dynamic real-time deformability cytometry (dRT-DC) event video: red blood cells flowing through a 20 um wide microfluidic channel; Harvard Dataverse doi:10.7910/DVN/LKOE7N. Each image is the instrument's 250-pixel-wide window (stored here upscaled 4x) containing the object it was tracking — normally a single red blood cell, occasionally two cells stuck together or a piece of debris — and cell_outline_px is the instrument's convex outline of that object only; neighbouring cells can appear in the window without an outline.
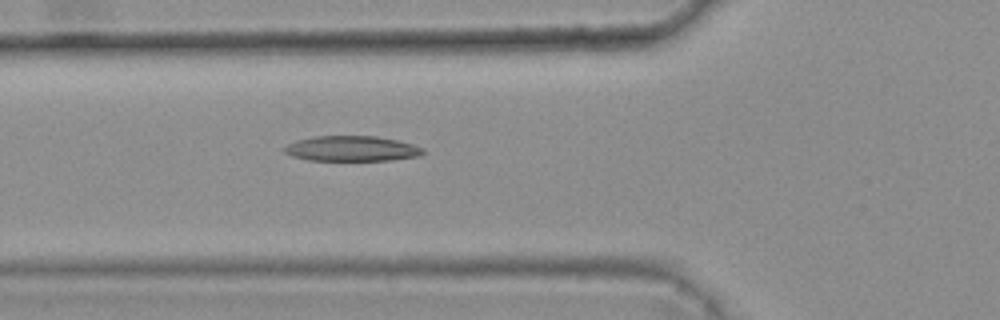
{"species": "common noctule bat (a hibernating species)", "species_latin": "Nyctalus noctula", "temperature_condition": "warm", "stored_images_in_passage": 6, "camera_frame_rate_fps": 3000, "um_per_image_px": 0.085, "animal": {"sex": "female", "body_mass_g": 25.1}, "frame": {"image": 1, "passage_image": 6, "time_ms": 1.667, "image_size_px": [1000, 320], "cell_outline_px": [[424, 152], [420, 156], [388, 160], [308, 160], [292, 156], [284, 152], [284, 148], [288, 144], [296, 140], [312, 136], [376, 136], [396, 140], [412, 144], [424, 148]], "centroid_in_image_um": [29.88, 12.63], "position_along_channel_um": 95.9, "area_um2": 20.35}}